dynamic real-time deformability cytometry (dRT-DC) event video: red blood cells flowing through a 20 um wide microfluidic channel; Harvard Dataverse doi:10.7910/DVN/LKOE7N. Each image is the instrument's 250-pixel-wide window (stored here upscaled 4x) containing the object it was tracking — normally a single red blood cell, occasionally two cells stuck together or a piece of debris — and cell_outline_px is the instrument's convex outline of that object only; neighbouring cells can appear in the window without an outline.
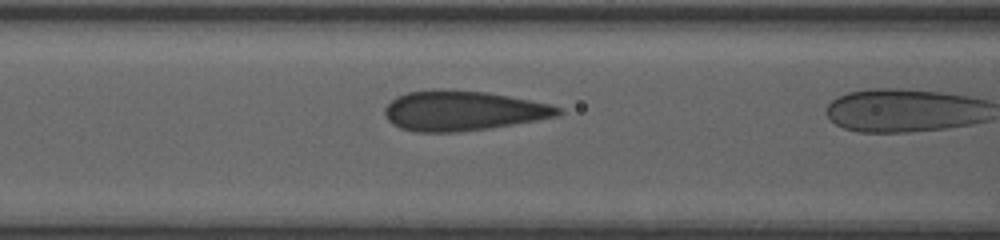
{"species": "human", "species_latin": "Homo sapiens", "temperature_condition": "room temperature", "stored_images_in_passage": 8, "camera_frame_rate_fps": 3000, "um_per_image_px": 0.085, "donor": {"sex": "female"}, "frame": {"image": 1, "passage_image": 7, "time_ms": 2.0, "image_size_px": [1000, 240], "cell_outline_px": [[564, 112], [560, 116], [488, 128], [460, 132], [416, 132], [400, 128], [392, 124], [388, 120], [384, 112], [384, 108], [396, 96], [408, 92], [488, 92], [552, 104], [560, 108]], "centroid_in_image_um": [39.38, 9.45], "position_along_channel_um": 127.2, "area_um2": 39.42}}